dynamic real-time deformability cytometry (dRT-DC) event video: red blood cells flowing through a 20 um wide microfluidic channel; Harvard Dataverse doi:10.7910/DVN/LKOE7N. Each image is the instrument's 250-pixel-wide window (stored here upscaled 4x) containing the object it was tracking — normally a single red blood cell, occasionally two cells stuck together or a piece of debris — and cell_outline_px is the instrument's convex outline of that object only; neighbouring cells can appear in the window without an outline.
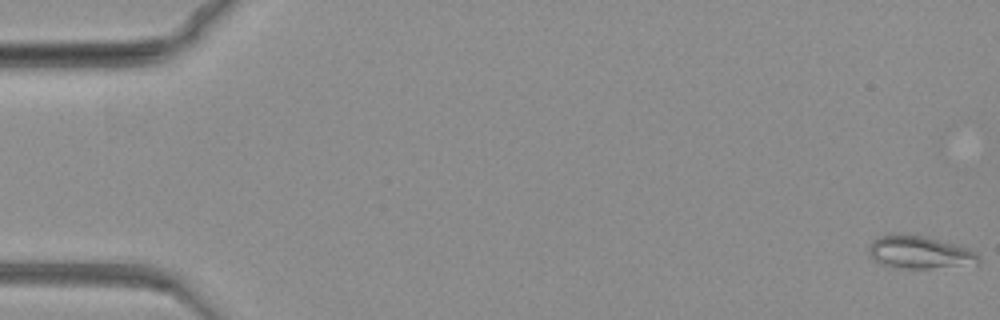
{"species": "common noctule bat (a hibernating species)", "species_latin": "Nyctalus noctula", "temperature_condition": "warm", "stored_images_in_passage": 7, "camera_frame_rate_fps": 3000, "um_per_image_px": 0.085, "animal": {"sex": "female", "body_mass_g": 19.3, "forearm_length_mm": 54.1}, "frame": {"image": 1, "passage_image": 1, "time_ms": 0.0, "image_size_px": [1000, 320], "cell_outline_px": [[980, 264], [928, 268], [908, 268], [888, 264], [876, 260], [868, 252], [868, 244], [872, 240], [880, 236], [896, 232], [924, 236], [956, 244], [968, 248], [976, 252], [980, 256]], "centroid_in_image_um": [78.2, 21.41], "position_along_channel_um": 6.8, "area_um2": 20.87}}